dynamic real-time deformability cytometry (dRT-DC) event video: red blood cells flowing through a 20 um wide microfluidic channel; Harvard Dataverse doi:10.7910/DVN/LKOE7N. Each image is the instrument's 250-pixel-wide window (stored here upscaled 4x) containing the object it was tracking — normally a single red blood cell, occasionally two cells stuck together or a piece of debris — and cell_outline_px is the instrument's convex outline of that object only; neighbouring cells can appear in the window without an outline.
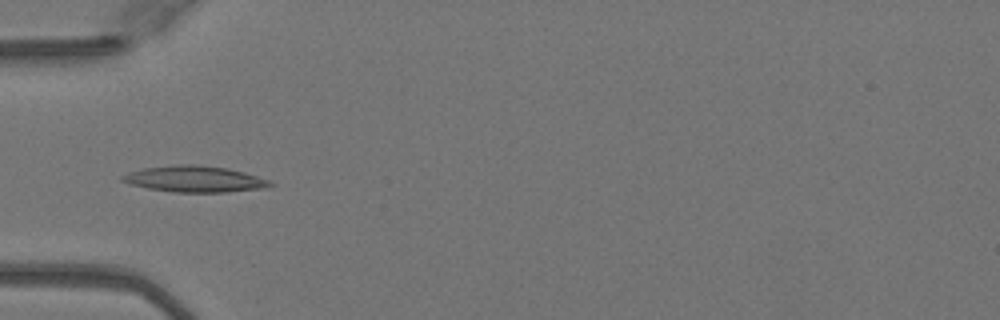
{"species": "Egyptian fruit bat (a non-hibernating species)", "species_latin": "Rousettus aegyptiacus", "temperature_condition": "warm", "stored_images_in_passage": 34, "camera_frame_rate_fps": 3000, "um_per_image_px": 0.085, "animal": {"sex": "female"}, "frame": {"image": 1, "passage_image": 1, "time_ms": 0.0, "image_size_px": [1000, 320], "cell_outline_px": [[276, 184], [268, 188], [228, 192], [172, 192], [148, 188], [132, 184], [120, 180], [120, 176], [128, 172], [144, 168], [180, 164], [192, 164], [228, 168], [244, 172], [268, 180]], "centroid_in_image_um": [16.57, 15.22], "position_along_channel_um": 68.4, "area_um2": 22.6}}
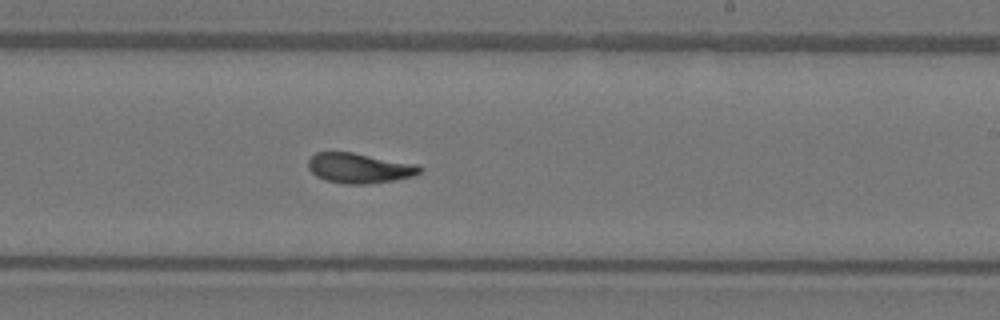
{"frame": {"image": 2, "passage_image": 15, "time_ms": 4.667, "image_size_px": [1000, 320], "cell_outline_px": [[424, 168], [420, 172], [412, 176], [392, 180], [364, 184], [344, 184], [324, 180], [316, 176], [308, 168], [308, 160], [316, 152], [352, 152], [416, 164]], "centroid_in_image_um": [30.51, 14.28], "position_along_channel_um": 258.5, "area_um2": 19.42}}
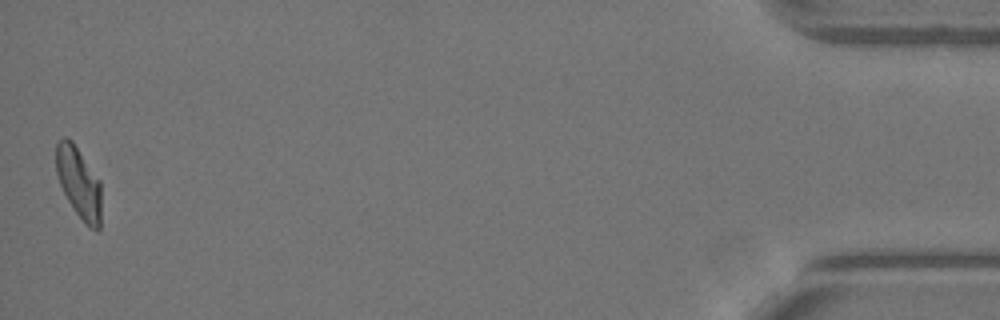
{"frame": {"image": 3, "passage_image": 34, "time_ms": 11.0, "image_size_px": [1000, 320], "cell_outline_px": [[100, 228], [96, 232], [88, 228], [76, 212], [68, 200], [60, 184], [56, 172], [56, 144], [64, 136], [72, 140], [100, 180]], "centroid_in_image_um": [6.7, 15.54], "position_along_channel_um": 428.5, "area_um2": 18.73}, "authors_computed_cell_mechanics": {"area_um2": 19.3919, "velocity_mm_per_s": 4.0742, "shape_relaxation_time_tau1_ms": 7.433, "shape_relaxation_time_tau2_ms": 1.2948, "deformation_change_tau1": 0.2527, "deformation_change_tau2": 0.0801}}